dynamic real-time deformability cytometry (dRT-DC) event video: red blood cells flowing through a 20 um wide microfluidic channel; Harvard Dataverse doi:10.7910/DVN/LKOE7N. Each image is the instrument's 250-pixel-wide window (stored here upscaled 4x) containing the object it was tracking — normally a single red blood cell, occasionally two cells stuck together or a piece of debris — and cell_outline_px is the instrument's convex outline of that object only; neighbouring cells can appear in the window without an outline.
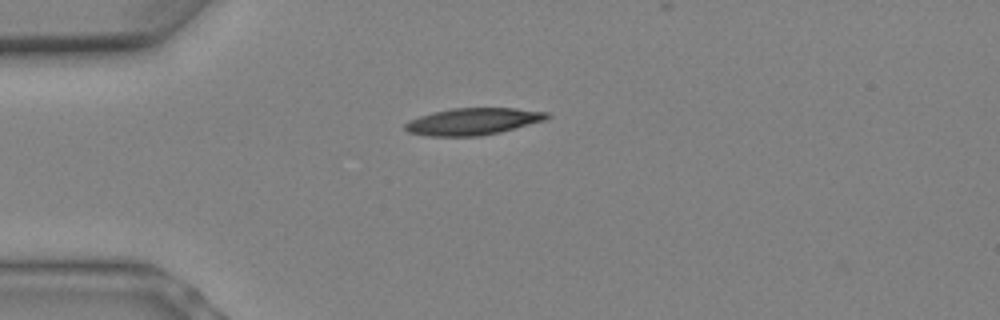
{"species": "Egyptian fruit bat (a non-hibernating species)", "species_latin": "Rousettus aegyptiacus", "temperature_condition": "warm", "stored_images_in_passage": 2, "camera_frame_rate_fps": 3000, "um_per_image_px": 0.085, "animal": {"sex": "female"}, "frame": {"image": 1, "passage_image": 1, "time_ms": 0.0, "image_size_px": [1000, 320], "cell_outline_px": [[552, 116], [548, 120], [500, 132], [480, 136], [428, 136], [408, 132], [404, 128], [404, 124], [408, 120], [432, 112], [452, 108], [516, 108], [548, 112]], "centroid_in_image_um": [40.24, 10.32], "position_along_channel_um": 44.8, "area_um2": 22.48}}